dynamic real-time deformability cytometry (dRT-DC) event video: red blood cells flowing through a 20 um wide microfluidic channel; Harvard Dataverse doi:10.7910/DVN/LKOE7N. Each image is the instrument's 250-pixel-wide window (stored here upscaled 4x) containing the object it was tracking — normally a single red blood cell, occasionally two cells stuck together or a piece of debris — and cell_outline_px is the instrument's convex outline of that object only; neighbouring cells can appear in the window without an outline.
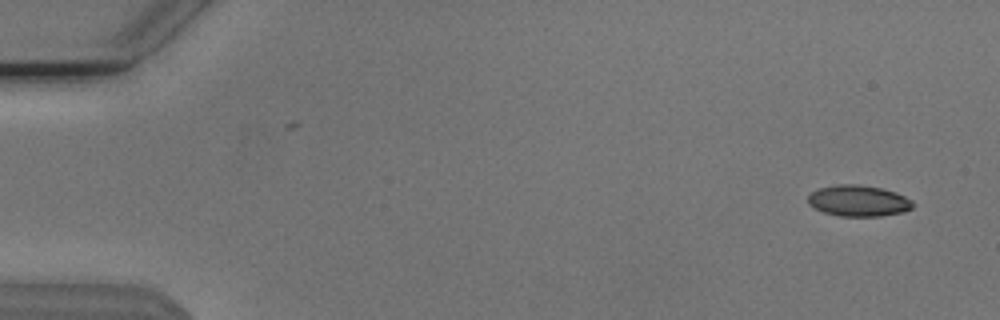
{"species": "Egyptian fruit bat (a non-hibernating species)", "species_latin": "Rousettus aegyptiacus", "temperature_condition": "cold", "stored_images_in_passage": 8, "camera_frame_rate_fps": 3000, "um_per_image_px": 0.085, "animal": {"sex": "male"}, "frame": {"image": 1, "passage_image": 3, "time_ms": 0.667, "image_size_px": [1000, 320], "cell_outline_px": [[916, 204], [912, 208], [904, 212], [880, 216], [840, 216], [824, 212], [808, 204], [808, 196], [816, 188], [836, 184], [856, 184], [880, 188], [896, 192], [912, 200]], "centroid_in_image_um": [72.98, 17.06], "position_along_channel_um": 12.0, "area_um2": 19.13}}